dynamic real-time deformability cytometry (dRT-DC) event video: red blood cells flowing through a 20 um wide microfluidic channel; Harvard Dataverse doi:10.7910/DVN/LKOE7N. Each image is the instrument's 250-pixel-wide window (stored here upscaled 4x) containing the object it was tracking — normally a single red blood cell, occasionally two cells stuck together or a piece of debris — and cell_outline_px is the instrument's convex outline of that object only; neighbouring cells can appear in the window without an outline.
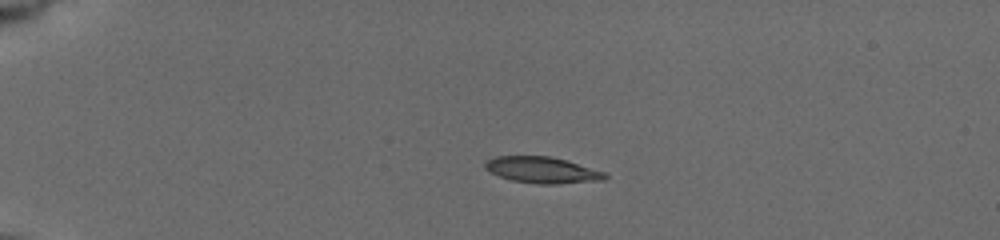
{"species": "common noctule bat (a hibernating species)", "species_latin": "Nyctalus noctula", "temperature_condition": "cold", "stored_images_in_passage": 43, "camera_frame_rate_fps": 3000, "um_per_image_px": 0.085, "animal": {"sex": "female", "body_mass_g": 19.5, "forearm_length_mm": 54.1}, "frame": {"image": 1, "passage_image": 1, "time_ms": 0.0, "image_size_px": [1000, 240], "cell_outline_px": [[608, 176], [604, 180], [556, 184], [540, 184], [512, 180], [500, 176], [484, 168], [484, 164], [488, 160], [496, 156], [548, 156], [568, 160], [604, 172]], "centroid_in_image_um": [46.11, 14.45], "position_along_channel_um": 38.9, "area_um2": 18.21}}
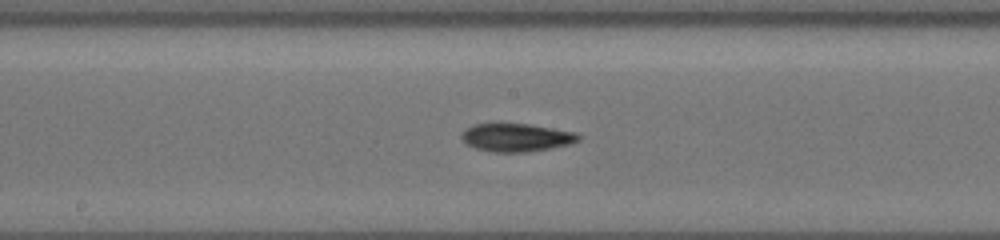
{"frame": {"image": 2, "passage_image": 19, "time_ms": 6.0, "image_size_px": [1000, 240], "cell_outline_px": [[584, 136], [580, 140], [572, 144], [552, 148], [528, 152], [492, 152], [476, 148], [468, 144], [460, 136], [468, 128], [476, 124], [532, 124], [576, 132]], "centroid_in_image_um": [44.01, 11.69], "position_along_channel_um": 204.2, "area_um2": 19.19}}
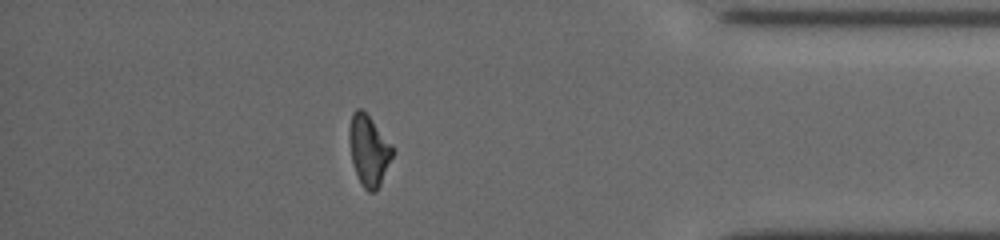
{"frame": {"image": 3, "passage_image": 37, "time_ms": 12.0, "image_size_px": [1000, 240], "cell_outline_px": [[392, 156], [380, 184], [372, 192], [368, 192], [364, 188], [356, 172], [352, 160], [348, 136], [348, 128], [352, 112], [356, 108], [360, 108], [368, 116], [392, 144]], "centroid_in_image_um": [31.31, 12.74], "position_along_channel_um": 403.9, "area_um2": 17.34}, "authors_computed_cell_mechanics": {"area_um2": 18.7272, "velocity_mm_per_s": 3.7589, "shape_relaxation_time_tau1_ms": 7.9658, "shape_relaxation_time_tau2_ms": 7.4224, "deformation_change_tau1": 0.191, "deformation_change_tau2": 0.1526}}